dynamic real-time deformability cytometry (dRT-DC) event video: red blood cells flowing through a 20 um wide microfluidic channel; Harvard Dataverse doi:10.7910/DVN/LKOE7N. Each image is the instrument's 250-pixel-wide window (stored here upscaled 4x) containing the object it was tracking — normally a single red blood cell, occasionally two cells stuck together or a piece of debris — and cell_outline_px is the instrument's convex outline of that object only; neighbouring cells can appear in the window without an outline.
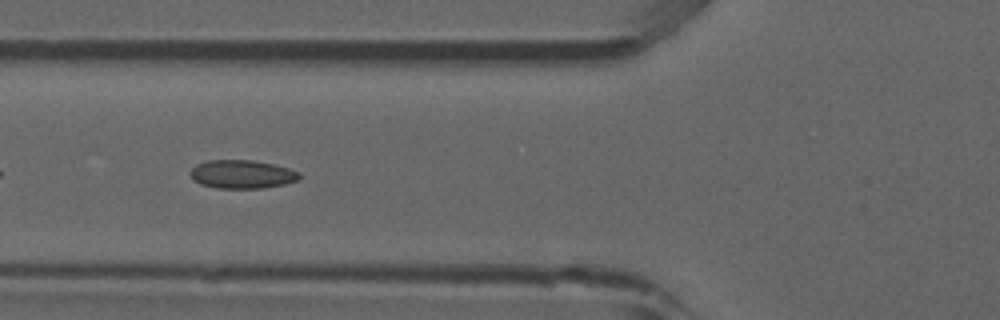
{"species": "common noctule bat (a hibernating species)", "species_latin": "Nyctalus noctula", "temperature_condition": "room temperature", "stored_images_in_passage": 25, "camera_frame_rate_fps": 3000, "um_per_image_px": 0.085, "animal": {"sex": "male", "forearm_length_mm": 52.5}, "frame": {"image": 1, "passage_image": 4, "time_ms": 1.0, "image_size_px": [1000, 320], "cell_outline_px": [[300, 180], [284, 184], [264, 188], [216, 188], [200, 184], [192, 180], [188, 172], [196, 164], [208, 160], [252, 160], [272, 164], [288, 168], [300, 172]], "centroid_in_image_um": [20.54, 14.81], "position_along_channel_um": 105.3, "area_um2": 18.26}, "authors_computed_cell_mechanics": {"area_um2": 17.6868, "velocity_mm_per_s": 3.8991, "shape_relaxation_time_tau1_ms": null, "shape_relaxation_time_tau2_ms": 1.2543, "deformation_change_tau1": null, "deformation_change_tau2": 0.0642}}